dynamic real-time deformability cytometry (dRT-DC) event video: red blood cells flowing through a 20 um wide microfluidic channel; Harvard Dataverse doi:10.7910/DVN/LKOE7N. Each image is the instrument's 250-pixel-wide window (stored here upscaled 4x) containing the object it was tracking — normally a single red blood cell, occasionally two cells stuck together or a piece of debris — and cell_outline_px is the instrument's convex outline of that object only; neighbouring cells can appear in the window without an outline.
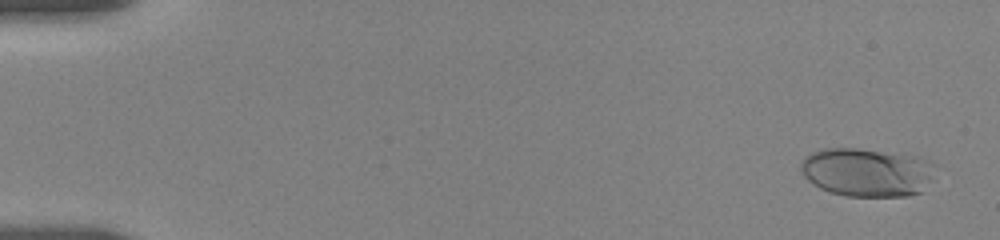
{"species": "human", "species_latin": "Homo sapiens", "temperature_condition": "room temperature", "stored_images_in_passage": 13, "camera_frame_rate_fps": 3000, "um_per_image_px": 0.085, "donor": {"sex": "female"}, "frame": {"image": 1, "passage_image": 1, "time_ms": 0.0, "image_size_px": [1000, 240], "cell_outline_px": [[932, 164], [928, 176], [920, 192], [908, 196], [848, 196], [832, 192], [820, 188], [808, 180], [804, 176], [800, 168], [800, 164], [804, 156], [812, 152], [824, 148], [856, 148], [900, 152], [920, 156], [928, 160]], "centroid_in_image_um": [73.61, 14.6], "position_along_channel_um": 11.4, "area_um2": 37.8}}
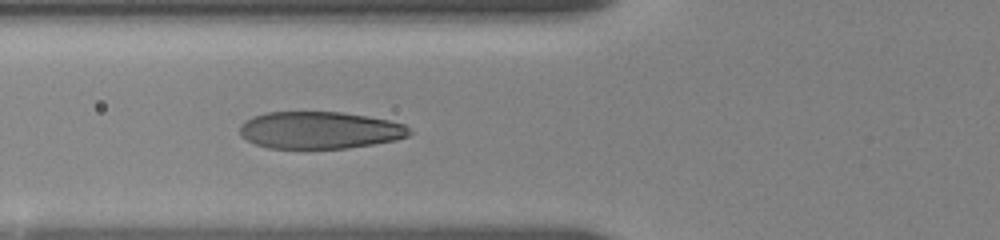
{"frame": {"image": 2, "passage_image": 8, "time_ms": 6.333, "image_size_px": [1000, 240], "cell_outline_px": [[412, 132], [408, 136], [396, 140], [348, 148], [268, 148], [256, 144], [240, 136], [240, 124], [252, 116], [268, 112], [340, 112], [388, 120], [404, 124]], "centroid_in_image_um": [27.15, 11.06], "position_along_channel_um": 98.6, "area_um2": 36.59}}
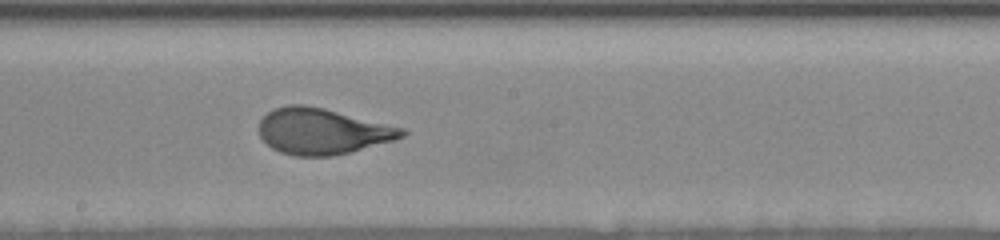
{"frame": {"image": 3, "passage_image": 13, "time_ms": 9.667, "image_size_px": [1000, 240], "cell_outline_px": [[408, 132], [404, 136], [392, 140], [348, 152], [332, 156], [292, 156], [280, 152], [272, 148], [260, 136], [260, 120], [268, 112], [276, 108], [288, 104], [304, 104], [324, 108], [404, 128]], "centroid_in_image_um": [27.37, 11.15], "position_along_channel_um": 220.8, "area_um2": 37.92}}